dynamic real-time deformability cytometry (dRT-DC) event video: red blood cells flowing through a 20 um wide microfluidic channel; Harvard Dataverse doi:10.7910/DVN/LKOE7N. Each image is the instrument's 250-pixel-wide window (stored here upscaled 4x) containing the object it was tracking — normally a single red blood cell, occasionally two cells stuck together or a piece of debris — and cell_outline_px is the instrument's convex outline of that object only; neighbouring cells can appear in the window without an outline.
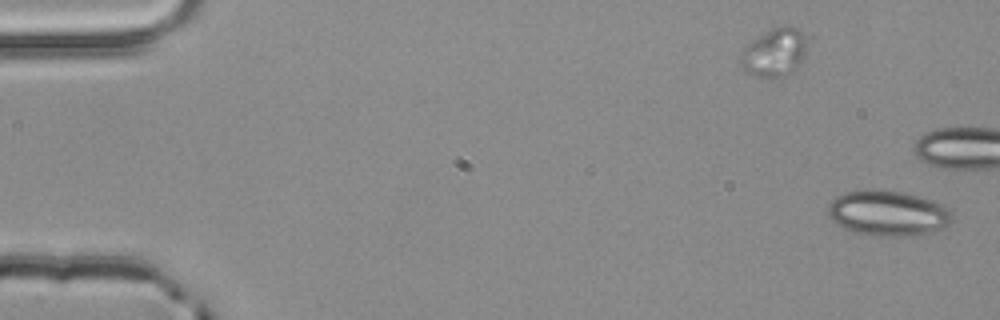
{"species": "common noctule bat (a hibernating species)", "species_latin": "Nyctalus noctula", "temperature_condition": "room temperature", "stored_images_in_passage": 5, "camera_frame_rate_fps": 3000, "um_per_image_px": 0.085, "animal": {"sex": "male", "body_mass_g": 20.4}, "frame": {"image": 1, "passage_image": 1, "time_ms": 0.0, "image_size_px": [1000, 320], "cell_outline_px": [[952, 224], [928, 232], [904, 236], [888, 236], [856, 232], [844, 228], [836, 224], [832, 220], [828, 212], [828, 204], [836, 196], [844, 192], [868, 188], [876, 188], [904, 192], [932, 200], [944, 204], [948, 208], [952, 220]], "centroid_in_image_um": [75.45, 18.08], "position_along_channel_um": 9.5, "area_um2": 32.83}}